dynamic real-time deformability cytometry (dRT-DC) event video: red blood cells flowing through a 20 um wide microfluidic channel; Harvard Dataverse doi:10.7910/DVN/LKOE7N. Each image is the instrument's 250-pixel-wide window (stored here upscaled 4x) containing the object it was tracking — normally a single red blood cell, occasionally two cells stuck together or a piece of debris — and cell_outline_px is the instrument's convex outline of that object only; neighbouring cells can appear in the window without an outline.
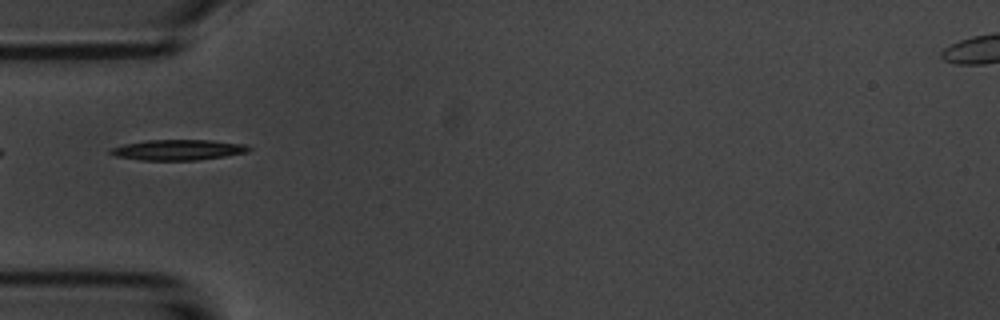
{"species": "common noctule bat (a hibernating species)", "species_latin": "Nyctalus noctula", "temperature_condition": "room temperature", "stored_images_in_passage": 7, "camera_frame_rate_fps": 3000, "um_per_image_px": 0.085, "animal": {"sex": "male", "body_mass_g": 20.1, "forearm_length_mm": 53.5}, "frame": {"image": 1, "passage_image": 5, "time_ms": 5.333, "image_size_px": [1000, 320], "cell_outline_px": [[252, 148], [248, 152], [224, 156], [196, 160], [140, 160], [116, 156], [108, 152], [112, 148], [124, 144], [144, 140], [212, 140], [248, 144]], "centroid_in_image_um": [15.17, 12.73], "position_along_channel_um": 69.8, "area_um2": 16.59}}
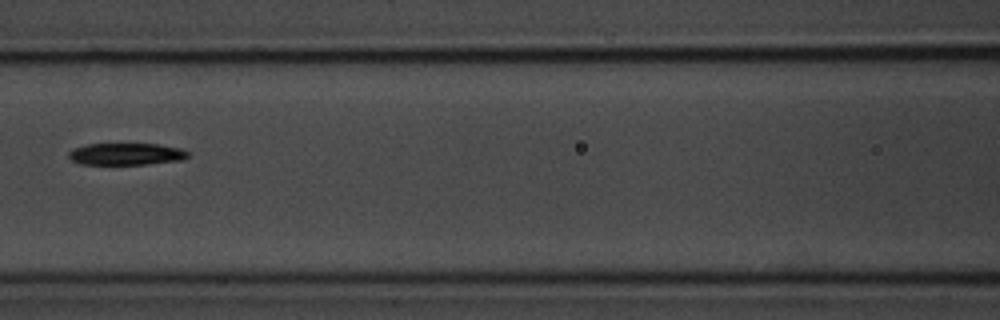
{"frame": {"image": 2, "passage_image": 7, "time_ms": 7.667, "image_size_px": [1000, 320], "cell_outline_px": [[188, 156], [184, 160], [144, 164], [80, 164], [72, 160], [68, 156], [68, 152], [72, 148], [88, 144], [160, 144], [184, 148], [188, 152]], "centroid_in_image_um": [10.75, 13.08], "position_along_channel_um": 155.8, "area_um2": 15.37}}